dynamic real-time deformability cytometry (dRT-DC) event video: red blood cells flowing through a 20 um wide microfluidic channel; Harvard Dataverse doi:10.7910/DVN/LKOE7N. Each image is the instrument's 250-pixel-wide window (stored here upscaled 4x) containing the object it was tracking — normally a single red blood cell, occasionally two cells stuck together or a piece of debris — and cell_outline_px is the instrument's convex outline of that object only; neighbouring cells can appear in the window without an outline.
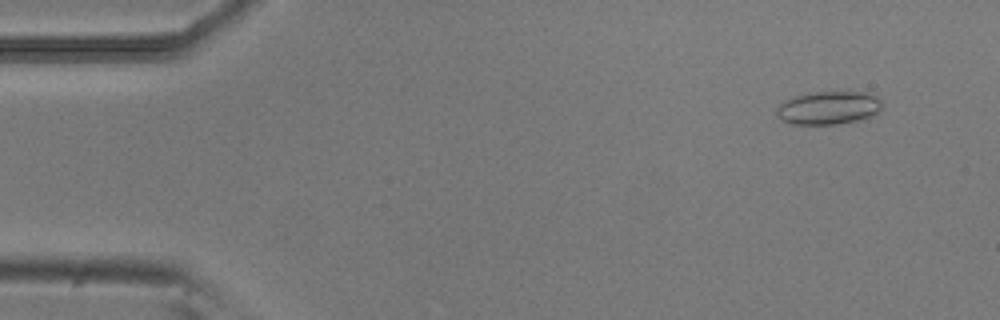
{"species": "common noctule bat (a hibernating species)", "species_latin": "Nyctalus noctula", "temperature_condition": "room temperature", "stored_images_in_passage": 54, "camera_frame_rate_fps": 3000, "um_per_image_px": 0.085, "animal": {"sex": "male", "body_mass_g": 20.5, "forearm_length_mm": 52.5}, "frame": {"image": 1, "passage_image": 5, "time_ms": 1.333, "image_size_px": [1000, 320], "cell_outline_px": [[880, 108], [872, 116], [840, 124], [792, 124], [780, 120], [776, 116], [776, 108], [780, 104], [792, 96], [816, 92], [868, 92], [876, 96], [880, 100]], "centroid_in_image_um": [70.37, 9.17], "position_along_channel_um": 14.6, "area_um2": 20.35}}
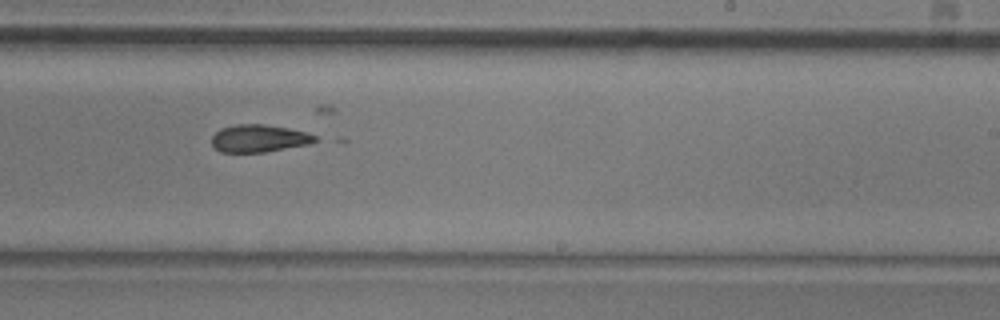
{"frame": {"image": 2, "passage_image": 33, "time_ms": 10.667, "image_size_px": [1000, 320], "cell_outline_px": [[320, 140], [308, 144], [264, 152], [220, 152], [212, 144], [212, 136], [220, 128], [236, 124], [264, 124], [288, 128], [308, 132], [316, 136]], "centroid_in_image_um": [22.03, 11.75], "position_along_channel_um": 267.0, "area_um2": 16.59}}
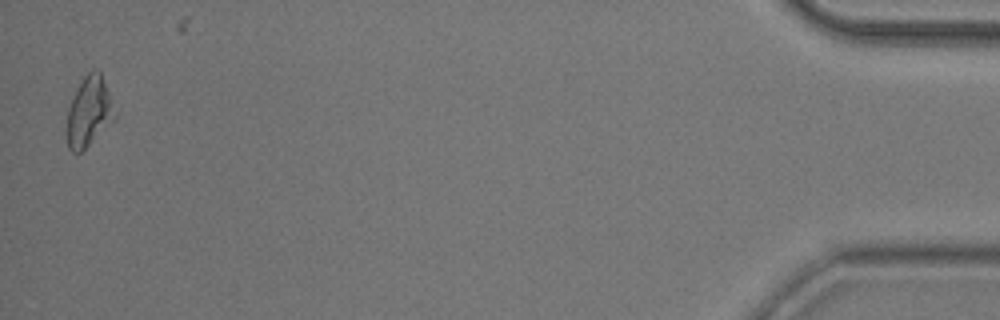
{"frame": {"image": 3, "passage_image": 53, "time_ms": 17.333, "image_size_px": [1000, 320], "cell_outline_px": [[116, 116], [80, 152], [72, 152], [68, 148], [64, 132], [68, 108], [84, 76], [92, 68], [96, 68], [100, 72]], "centroid_in_image_um": [7.49, 9.51], "position_along_channel_um": 427.7, "area_um2": 18.9}}